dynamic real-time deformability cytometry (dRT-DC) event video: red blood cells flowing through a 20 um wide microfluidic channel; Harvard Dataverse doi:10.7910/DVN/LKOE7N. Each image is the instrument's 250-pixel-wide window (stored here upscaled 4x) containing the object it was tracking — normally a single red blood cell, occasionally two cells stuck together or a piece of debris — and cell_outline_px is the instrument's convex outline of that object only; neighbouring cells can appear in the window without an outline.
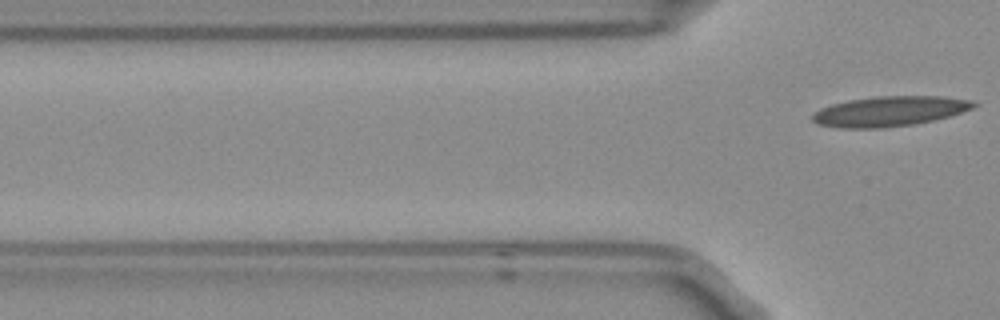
{"species": "Egyptian fruit bat (a non-hibernating species)", "species_latin": "Rousettus aegyptiacus", "temperature_condition": "room temperature", "stored_images_in_passage": 6, "segment_of_instrument_passage": [2, 2], "camera_frame_rate_fps": 3000, "um_per_image_px": 0.085, "frame": {"image": 1, "passage_image": 6, "time_ms": 1.667, "image_size_px": [1000, 320], "cell_outline_px": [[980, 104], [972, 108], [948, 116], [932, 120], [912, 124], [884, 128], [840, 128], [816, 124], [812, 120], [812, 116], [820, 108], [832, 104], [848, 100], [876, 96], [944, 96], [976, 100]], "centroid_in_image_um": [75.63, 9.45], "position_along_channel_um": 50.2, "area_um2": 28.32}}